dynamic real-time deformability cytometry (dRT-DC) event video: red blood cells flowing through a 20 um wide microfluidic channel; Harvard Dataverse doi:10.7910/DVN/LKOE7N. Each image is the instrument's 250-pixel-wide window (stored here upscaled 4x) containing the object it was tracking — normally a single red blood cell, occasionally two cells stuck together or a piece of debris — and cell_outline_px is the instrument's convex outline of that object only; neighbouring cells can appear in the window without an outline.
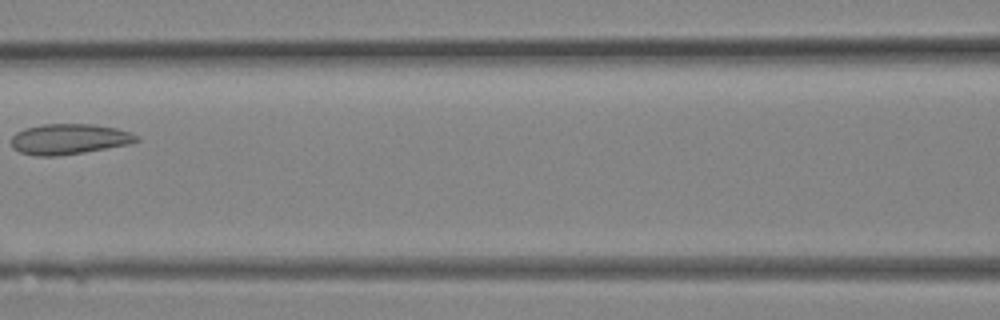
{"species": "Egyptian fruit bat (a non-hibernating species)", "species_latin": "Rousettus aegyptiacus", "temperature_condition": "room temperature", "stored_images_in_passage": 23, "camera_frame_rate_fps": 3000, "um_per_image_px": 0.085, "animal": {"sex": "female"}, "frame": {"image": 1, "passage_image": 7, "time_ms": 2.0, "image_size_px": [1000, 320], "cell_outline_px": [[140, 140], [128, 144], [84, 152], [56, 156], [36, 156], [20, 152], [12, 148], [12, 136], [16, 132], [24, 128], [44, 124], [92, 124], [116, 128], [132, 132], [140, 136]], "centroid_in_image_um": [5.88, 11.82], "position_along_channel_um": 160.7, "area_um2": 22.31}}
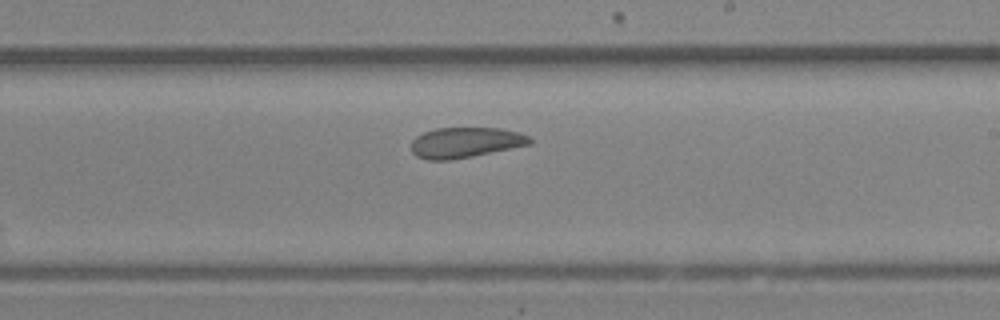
{"frame": {"image": 2, "passage_image": 11, "time_ms": 3.333, "image_size_px": [1000, 320], "cell_outline_px": [[532, 144], [472, 156], [448, 160], [428, 160], [416, 156], [412, 152], [412, 140], [416, 136], [424, 132], [436, 128], [500, 128], [520, 132], [528, 136], [532, 140]], "centroid_in_image_um": [39.56, 12.11], "position_along_channel_um": 249.4, "area_um2": 20.98}}
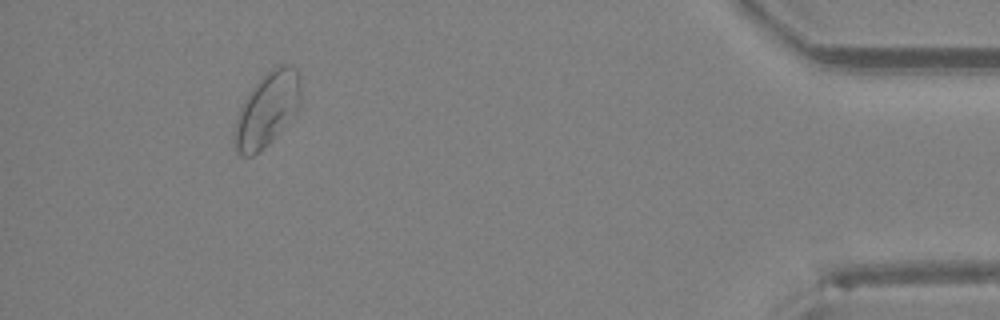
{"frame": {"image": 3, "passage_image": 21, "time_ms": 6.667, "image_size_px": [1000, 320], "cell_outline_px": [[300, 108], [260, 152], [252, 156], [244, 156], [236, 148], [232, 140], [232, 132], [236, 116], [244, 100], [252, 88], [272, 68], [280, 64], [288, 64], [296, 68], [300, 76]], "centroid_in_image_um": [22.69, 9.3], "position_along_channel_um": 412.5, "area_um2": 28.5}}